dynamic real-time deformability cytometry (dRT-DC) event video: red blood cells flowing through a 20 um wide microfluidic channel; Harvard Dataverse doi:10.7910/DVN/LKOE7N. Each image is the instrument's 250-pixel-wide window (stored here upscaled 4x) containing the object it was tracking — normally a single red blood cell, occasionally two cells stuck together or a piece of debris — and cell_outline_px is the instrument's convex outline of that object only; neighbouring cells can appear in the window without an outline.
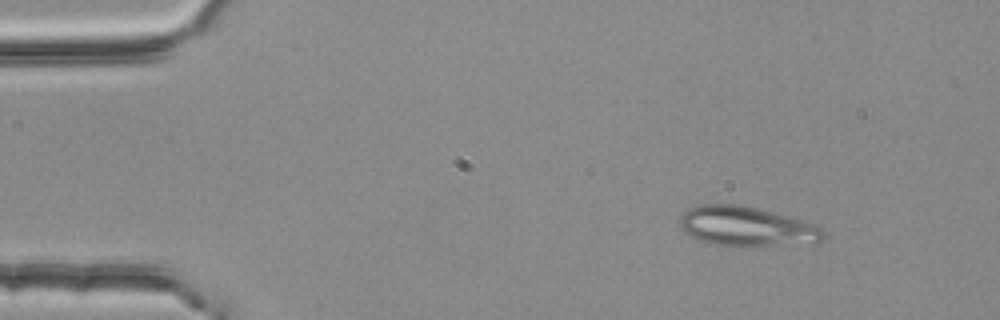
{"species": "common noctule bat (a hibernating species)", "species_latin": "Nyctalus noctula", "temperature_condition": "room temperature", "stored_images_in_passage": 4, "camera_frame_rate_fps": 3000, "um_per_image_px": 0.085, "animal": {"sex": "female", "body_mass_g": 25.1}, "frame": {"image": 1, "passage_image": 1, "time_ms": 0.0, "image_size_px": [1000, 320], "cell_outline_px": [[824, 236], [816, 244], [716, 244], [700, 240], [684, 232], [680, 228], [680, 216], [688, 208], [700, 204], [736, 204], [756, 208], [772, 212], [800, 220], [824, 228]], "centroid_in_image_um": [63.44, 19.22], "position_along_channel_um": 21.6, "area_um2": 32.31}}